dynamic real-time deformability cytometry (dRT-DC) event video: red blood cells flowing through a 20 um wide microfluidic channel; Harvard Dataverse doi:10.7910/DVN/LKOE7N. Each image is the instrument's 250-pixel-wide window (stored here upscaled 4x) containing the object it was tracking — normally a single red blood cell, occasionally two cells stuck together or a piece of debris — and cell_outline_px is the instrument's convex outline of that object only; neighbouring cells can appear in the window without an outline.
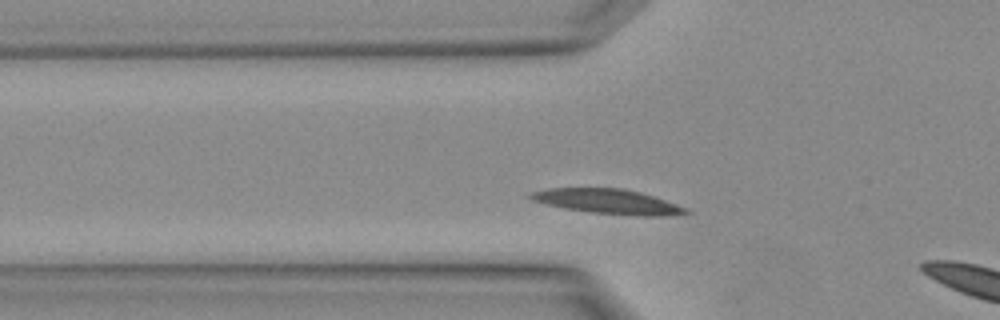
{"species": "Egyptian fruit bat (a non-hibernating species)", "species_latin": "Rousettus aegyptiacus", "temperature_condition": "warm", "stored_images_in_passage": 5, "segment_of_instrument_passage": [1, 2], "camera_frame_rate_fps": 3000, "um_per_image_px": 0.085, "animal": {"sex": "female"}, "frame": {"image": 1, "passage_image": 3, "time_ms": 0.667, "image_size_px": [1000, 320], "cell_outline_px": [[692, 212], [684, 216], [640, 216], [588, 212], [564, 208], [532, 200], [528, 196], [532, 192], [548, 188], [624, 188], [640, 192], [688, 208]], "centroid_in_image_um": [51.76, 17.14], "position_along_channel_um": 74.0, "area_um2": 22.54}}